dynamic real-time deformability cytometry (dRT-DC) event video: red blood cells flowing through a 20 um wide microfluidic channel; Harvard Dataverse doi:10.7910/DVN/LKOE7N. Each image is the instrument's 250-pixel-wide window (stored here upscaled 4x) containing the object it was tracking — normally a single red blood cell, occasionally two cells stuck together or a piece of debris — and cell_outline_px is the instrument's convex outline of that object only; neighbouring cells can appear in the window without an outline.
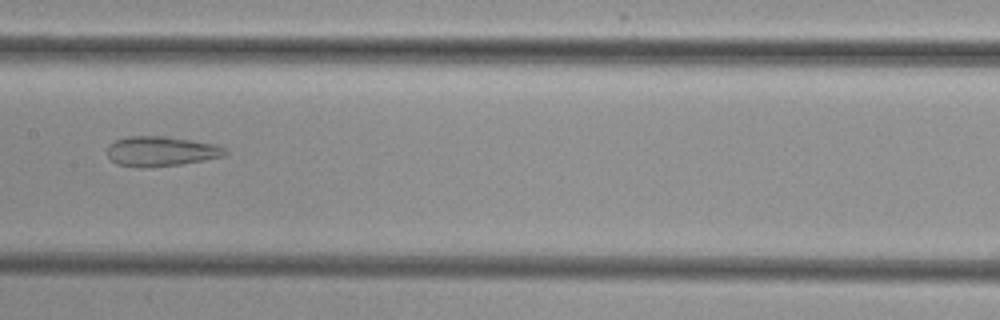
{"species": "common noctule bat (a hibernating species)", "species_latin": "Nyctalus noctula", "temperature_condition": "cold", "stored_images_in_passage": 8, "camera_frame_rate_fps": 3000, "um_per_image_px": 0.085, "animal": {"sex": "female", "body_mass_g": 29.2, "forearm_length_mm": 56.3}, "frame": {"image": 1, "passage_image": 8, "time_ms": 8.0, "image_size_px": [1000, 320], "cell_outline_px": [[228, 152], [224, 156], [204, 160], [180, 164], [140, 168], [116, 164], [108, 156], [108, 148], [116, 140], [128, 136], [164, 136], [216, 144], [224, 148]], "centroid_in_image_um": [13.69, 12.86], "position_along_channel_um": 193.7, "area_um2": 20.35}}